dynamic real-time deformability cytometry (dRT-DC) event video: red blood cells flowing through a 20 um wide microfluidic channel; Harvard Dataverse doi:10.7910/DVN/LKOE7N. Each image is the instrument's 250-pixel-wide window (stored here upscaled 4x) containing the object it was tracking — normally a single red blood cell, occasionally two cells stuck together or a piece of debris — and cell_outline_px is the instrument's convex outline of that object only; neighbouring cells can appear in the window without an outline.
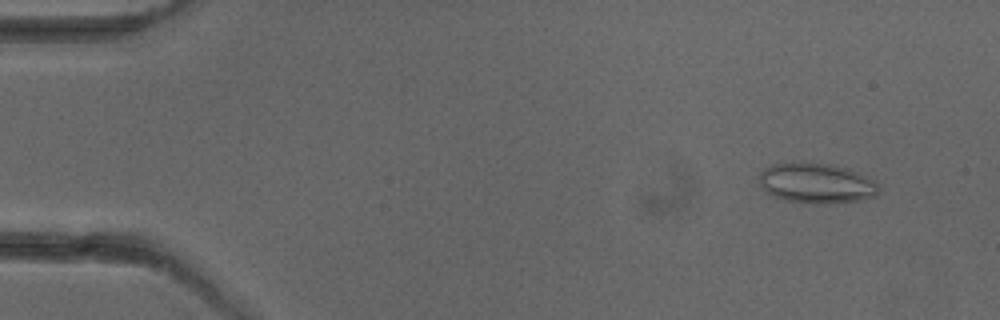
{"species": "common noctule bat (a hibernating species)", "species_latin": "Nyctalus noctula", "temperature_condition": "cold", "stored_images_in_passage": 5, "camera_frame_rate_fps": 3000, "um_per_image_px": 0.085, "animal": {"sex": "female"}, "frame": {"image": 1, "passage_image": 2, "time_ms": 1.333, "image_size_px": [1000, 320], "cell_outline_px": [[880, 188], [876, 196], [860, 200], [824, 204], [816, 204], [784, 200], [772, 196], [760, 184], [760, 172], [764, 168], [772, 164], [792, 160], [812, 160], [848, 168], [872, 180]], "centroid_in_image_um": [69.35, 15.53], "position_along_channel_um": 15.6, "area_um2": 28.61}}